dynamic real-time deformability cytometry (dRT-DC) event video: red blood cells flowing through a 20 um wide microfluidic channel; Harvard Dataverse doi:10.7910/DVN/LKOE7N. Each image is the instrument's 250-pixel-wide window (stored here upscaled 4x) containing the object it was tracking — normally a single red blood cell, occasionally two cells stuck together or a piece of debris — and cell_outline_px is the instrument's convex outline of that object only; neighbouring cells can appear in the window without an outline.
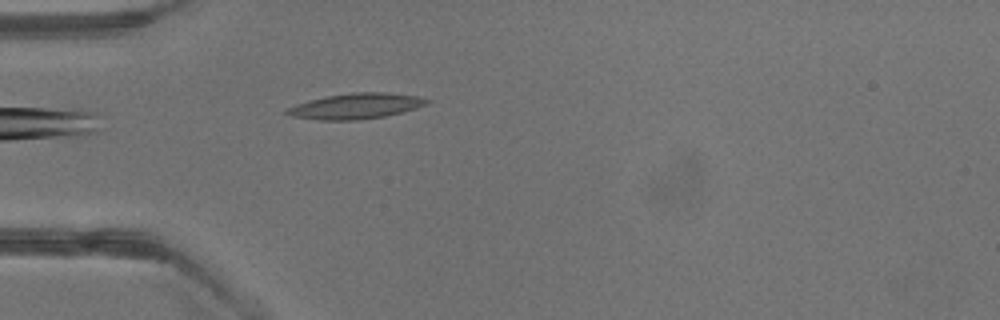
{"species": "common noctule bat (a hibernating species)", "species_latin": "Nyctalus noctula", "temperature_condition": "warm", "stored_images_in_passage": 4, "camera_frame_rate_fps": 3000, "um_per_image_px": 0.085, "animal": {"sex": "male", "body_mass_g": 13.3}, "frame": {"image": 1, "passage_image": 4, "time_ms": 3.333, "image_size_px": [1000, 320], "cell_outline_px": [[432, 100], [428, 104], [416, 108], [384, 116], [356, 120], [320, 120], [292, 116], [284, 112], [288, 108], [296, 104], [308, 100], [324, 96], [352, 92], [384, 92], [416, 96]], "centroid_in_image_um": [30.24, 9.01], "position_along_channel_um": 54.8, "area_um2": 20.75}}